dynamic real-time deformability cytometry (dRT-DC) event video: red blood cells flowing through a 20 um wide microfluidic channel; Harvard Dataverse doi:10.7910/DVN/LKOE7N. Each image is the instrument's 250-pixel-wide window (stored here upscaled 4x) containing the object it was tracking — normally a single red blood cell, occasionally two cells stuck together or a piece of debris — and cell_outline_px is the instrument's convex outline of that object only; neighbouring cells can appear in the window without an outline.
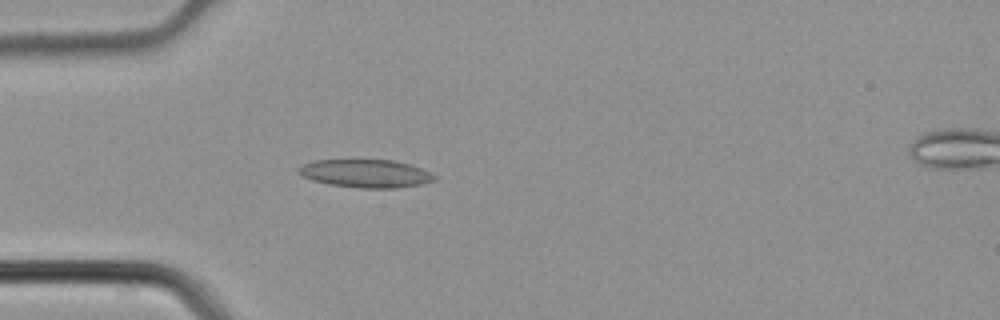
{"species": "common noctule bat (a hibernating species)", "species_latin": "Nyctalus noctula", "temperature_condition": "cold", "stored_images_in_passage": 5, "camera_frame_rate_fps": 3000, "um_per_image_px": 0.085, "animal": {"sex": "male", "body_mass_g": 21.5, "forearm_length_mm": 52.0}, "frame": {"image": 1, "passage_image": 4, "time_ms": 1.0, "image_size_px": [1000, 320], "cell_outline_px": [[436, 180], [420, 184], [396, 188], [360, 188], [328, 184], [312, 180], [304, 176], [296, 168], [304, 164], [316, 160], [392, 160], [408, 164], [420, 168], [436, 176]], "centroid_in_image_um": [31.08, 14.75], "position_along_channel_um": 53.9, "area_um2": 21.96}}